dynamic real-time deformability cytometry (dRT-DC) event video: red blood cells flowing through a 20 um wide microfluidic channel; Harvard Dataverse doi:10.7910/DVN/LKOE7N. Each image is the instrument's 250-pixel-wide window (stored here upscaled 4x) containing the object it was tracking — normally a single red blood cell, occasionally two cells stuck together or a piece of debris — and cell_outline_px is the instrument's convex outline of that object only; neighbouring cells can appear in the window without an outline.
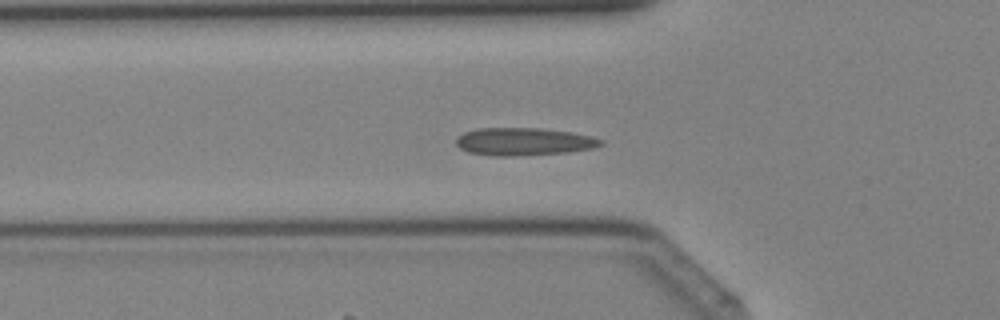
{"species": "Egyptian fruit bat (a non-hibernating species)", "species_latin": "Rousettus aegyptiacus", "temperature_condition": "cold", "stored_images_in_passage": 38, "camera_frame_rate_fps": 3000, "um_per_image_px": 0.085, "animal": {"sex": "female"}, "frame": {"image": 1, "passage_image": 10, "time_ms": 3.0, "image_size_px": [1000, 320], "cell_outline_px": [[604, 144], [592, 148], [568, 152], [512, 156], [492, 156], [468, 152], [460, 148], [456, 144], [456, 136], [464, 132], [476, 128], [540, 128], [572, 132], [592, 136], [604, 140]], "centroid_in_image_um": [44.51, 12.03], "position_along_channel_um": 81.3, "area_um2": 23.52}}
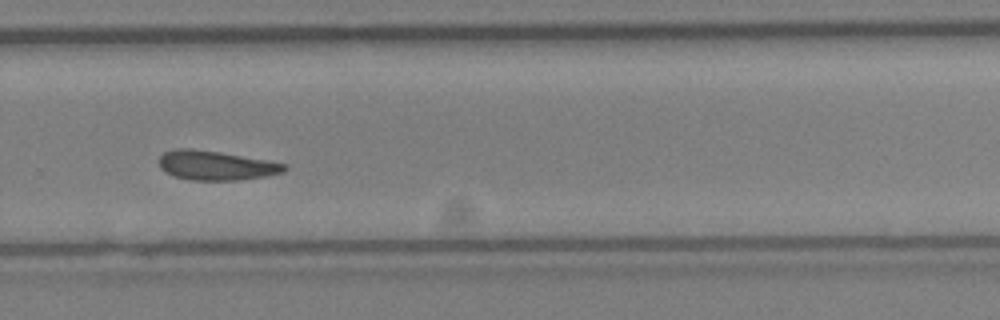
{"frame": {"image": 2, "passage_image": 24, "time_ms": 7.667, "image_size_px": [1000, 320], "cell_outline_px": [[288, 168], [284, 172], [264, 176], [236, 180], [192, 180], [172, 176], [164, 172], [160, 168], [160, 156], [164, 152], [172, 148], [192, 148], [220, 152], [288, 164]], "centroid_in_image_um": [18.32, 14.05], "position_along_channel_um": 311.5, "area_um2": 21.5}}
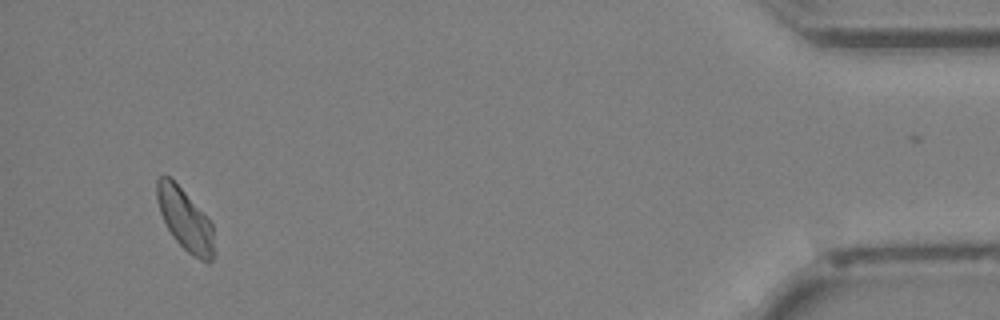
{"frame": {"image": 3, "passage_image": 35, "time_ms": 11.333, "image_size_px": [1000, 320], "cell_outline_px": [[216, 252], [212, 260], [208, 264], [200, 260], [188, 252], [176, 240], [168, 228], [160, 212], [156, 196], [156, 180], [160, 176], [172, 176], [212, 224]], "centroid_in_image_um": [15.75, 18.67], "position_along_channel_um": 419.4, "area_um2": 20.69}}